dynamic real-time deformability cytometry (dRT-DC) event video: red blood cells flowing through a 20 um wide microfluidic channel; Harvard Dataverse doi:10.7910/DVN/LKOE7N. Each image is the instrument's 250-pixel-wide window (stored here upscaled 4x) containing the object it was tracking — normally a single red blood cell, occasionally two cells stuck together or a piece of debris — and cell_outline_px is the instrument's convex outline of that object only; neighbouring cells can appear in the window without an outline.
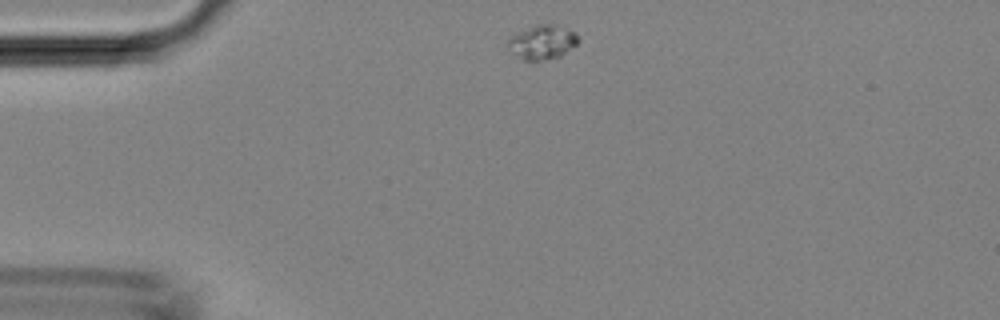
{"species": "Egyptian fruit bat (a non-hibernating species)", "species_latin": "Rousettus aegyptiacus", "temperature_condition": "room temperature", "stored_images_in_passage": 8, "camera_frame_rate_fps": 3000, "um_per_image_px": 0.085, "animal": {"sex": "female"}, "frame": {"image": 1, "passage_image": 1, "time_ms": 0.0, "image_size_px": [1000, 320], "cell_outline_px": [[580, 40], [576, 44], [560, 56], [532, 64], [508, 52], [508, 40], [512, 36], [536, 24], [556, 24], [568, 28], [576, 32]], "centroid_in_image_um": [46.09, 3.62], "position_along_channel_um": 38.9, "area_um2": 14.39}}